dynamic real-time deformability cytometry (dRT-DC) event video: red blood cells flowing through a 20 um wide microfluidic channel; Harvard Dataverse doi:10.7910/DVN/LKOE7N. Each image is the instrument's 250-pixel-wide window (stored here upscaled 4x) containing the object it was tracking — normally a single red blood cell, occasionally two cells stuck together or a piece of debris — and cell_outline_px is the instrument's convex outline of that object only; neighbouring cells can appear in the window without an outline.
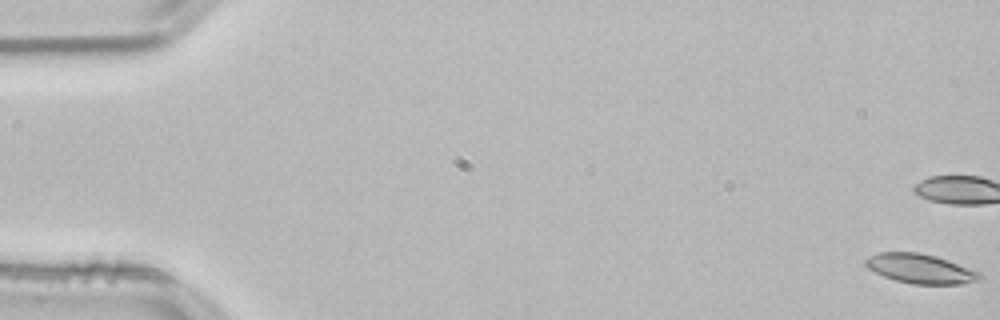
{"species": "common noctule bat (a hibernating species)", "species_latin": "Nyctalus noctula", "temperature_condition": "room temperature", "stored_images_in_passage": 16, "camera_frame_rate_fps": 3000, "um_per_image_px": 0.085, "animal": {"sex": "male", "body_mass_g": 21.5, "forearm_length_mm": 52.0}, "frame": {"image": 1, "passage_image": 1, "time_ms": 0.0, "image_size_px": [1000, 320], "cell_outline_px": [[980, 276], [972, 280], [960, 284], [916, 284], [896, 280], [884, 276], [868, 268], [864, 264], [864, 260], [880, 252], [916, 252], [936, 256], [980, 272]], "centroid_in_image_um": [78.17, 22.82], "position_along_channel_um": 6.8, "area_um2": 19.02}}